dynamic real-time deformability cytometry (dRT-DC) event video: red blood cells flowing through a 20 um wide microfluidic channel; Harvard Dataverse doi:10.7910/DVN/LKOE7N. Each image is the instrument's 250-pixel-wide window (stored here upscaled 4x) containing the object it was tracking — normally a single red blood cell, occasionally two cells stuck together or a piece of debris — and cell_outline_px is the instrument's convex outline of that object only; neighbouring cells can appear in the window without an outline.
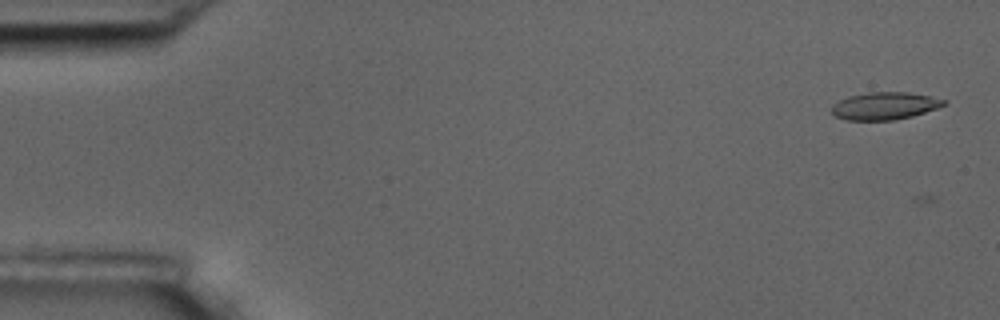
{"species": "common noctule bat (a hibernating species)", "species_latin": "Nyctalus noctula", "temperature_condition": "room temperature", "stored_images_in_passage": 10, "camera_frame_rate_fps": 3000, "um_per_image_px": 0.085, "animal": {"sex": "male", "body_mass_g": 17.5, "forearm_length_mm": 52.3}, "frame": {"image": 1, "passage_image": 1, "time_ms": 0.0, "image_size_px": [1000, 320], "cell_outline_px": [[948, 104], [912, 116], [896, 120], [848, 120], [836, 116], [832, 112], [832, 104], [848, 96], [868, 92], [908, 92], [948, 100]], "centroid_in_image_um": [75.21, 9.0], "position_along_channel_um": 9.8, "area_um2": 17.92}}
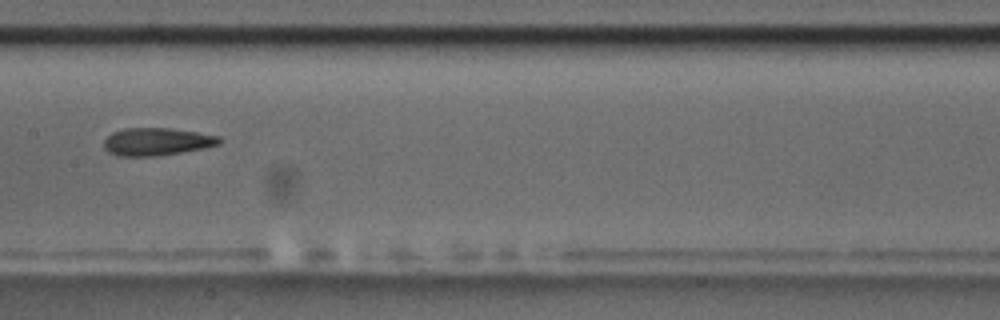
{"frame": {"image": 2, "passage_image": 9, "time_ms": 9.0, "image_size_px": [1000, 320], "cell_outline_px": [[220, 144], [204, 148], [156, 156], [116, 156], [108, 152], [104, 148], [104, 140], [112, 132], [124, 128], [168, 128], [196, 132], [220, 136]], "centroid_in_image_um": [13.29, 12.04], "position_along_channel_um": 194.1, "area_um2": 18.55}}
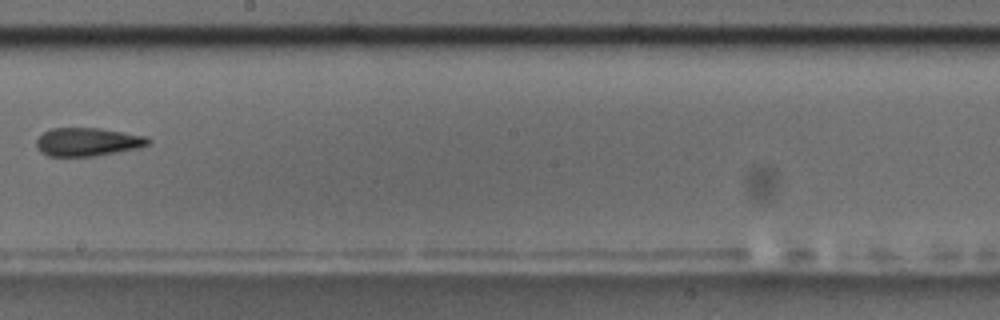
{"frame": {"image": 3, "passage_image": 10, "time_ms": 10.333, "image_size_px": [1000, 320], "cell_outline_px": [[152, 140], [148, 144], [136, 148], [96, 156], [48, 156], [40, 152], [36, 148], [36, 140], [44, 132], [52, 128], [100, 128], [148, 136]], "centroid_in_image_um": [7.44, 12.06], "position_along_channel_um": 240.8, "area_um2": 18.5}}